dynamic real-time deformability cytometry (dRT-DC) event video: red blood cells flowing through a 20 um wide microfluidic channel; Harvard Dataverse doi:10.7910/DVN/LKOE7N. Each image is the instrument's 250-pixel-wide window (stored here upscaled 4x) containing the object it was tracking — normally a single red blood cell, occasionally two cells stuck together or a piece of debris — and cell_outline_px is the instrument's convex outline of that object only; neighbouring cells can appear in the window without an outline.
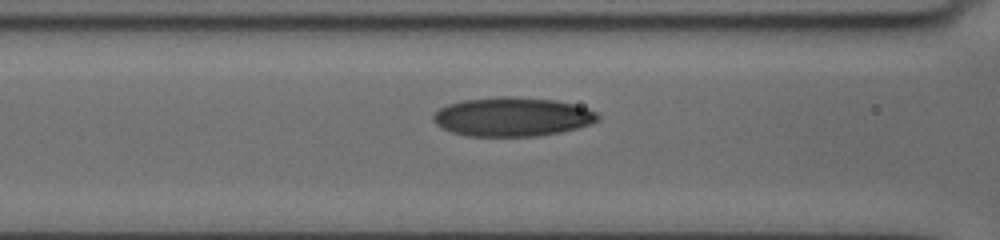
{"species": "human", "species_latin": "Homo sapiens", "temperature_condition": "cold", "stored_images_in_passage": 45, "camera_frame_rate_fps": 3000, "um_per_image_px": 0.085, "donor": {"sex": "female"}, "frame": {"image": 1, "passage_image": 19, "time_ms": 6.0, "image_size_px": [1000, 240], "cell_outline_px": [[600, 116], [596, 120], [588, 124], [576, 128], [560, 132], [536, 136], [468, 136], [452, 132], [436, 124], [432, 120], [432, 116], [440, 108], [448, 104], [464, 100], [500, 96], [512, 96], [552, 100], [572, 104], [596, 112]], "centroid_in_image_um": [43.5, 9.93], "position_along_channel_um": 123.1, "area_um2": 36.99}}
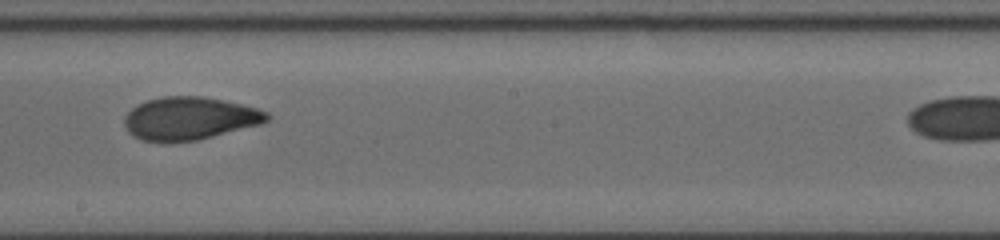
{"frame": {"image": 2, "passage_image": 28, "time_ms": 9.0, "image_size_px": [1000, 240], "cell_outline_px": [[272, 116], [268, 120], [260, 124], [196, 140], [140, 140], [132, 136], [128, 132], [124, 124], [124, 116], [132, 108], [148, 100], [160, 96], [200, 96], [224, 100], [256, 108], [268, 112]], "centroid_in_image_um": [16.11, 10.04], "position_along_channel_um": 232.1, "area_um2": 35.08}}
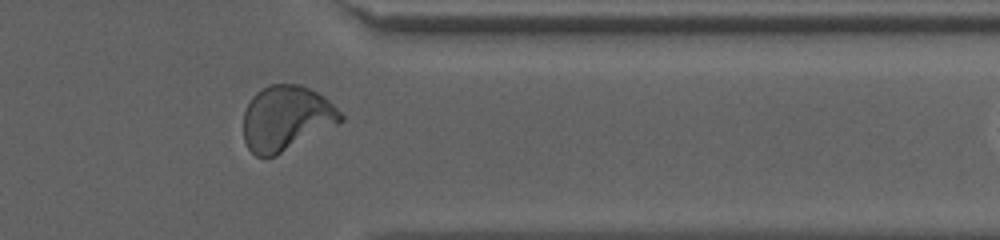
{"frame": {"image": 3, "passage_image": 41, "time_ms": 13.333, "image_size_px": [1000, 240], "cell_outline_px": [[344, 120], [276, 156], [256, 156], [248, 148], [244, 140], [244, 112], [252, 96], [256, 92], [268, 84], [300, 84], [324, 96], [344, 116]], "centroid_in_image_um": [24.31, 10.04], "position_along_channel_um": 387.1, "area_um2": 36.59}}